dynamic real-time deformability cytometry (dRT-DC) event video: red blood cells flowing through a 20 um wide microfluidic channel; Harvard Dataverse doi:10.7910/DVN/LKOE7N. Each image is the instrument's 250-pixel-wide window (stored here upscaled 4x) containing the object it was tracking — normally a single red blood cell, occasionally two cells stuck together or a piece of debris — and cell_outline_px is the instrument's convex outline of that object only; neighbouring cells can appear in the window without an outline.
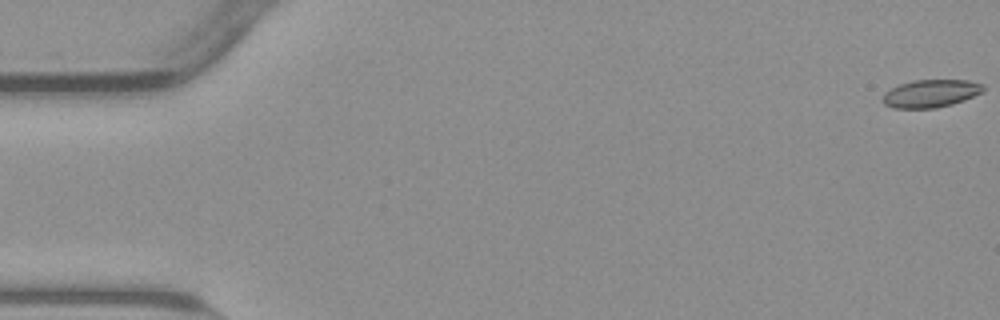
{"species": "common noctule bat (a hibernating species)", "species_latin": "Nyctalus noctula", "temperature_condition": "warm", "stored_images_in_passage": 55, "camera_frame_rate_fps": 3000, "um_per_image_px": 0.085, "animal": {"sex": "male", "body_mass_g": 23.1, "forearm_length_mm": 52.7}, "frame": {"image": 1, "passage_image": 1, "time_ms": 0.0, "image_size_px": [1000, 320], "cell_outline_px": [[984, 92], [964, 100], [952, 104], [936, 108], [892, 108], [884, 104], [880, 100], [884, 92], [900, 84], [912, 80], [968, 80], [984, 84]], "centroid_in_image_um": [79.1, 7.95], "position_along_channel_um": 5.9, "area_um2": 16.47}}
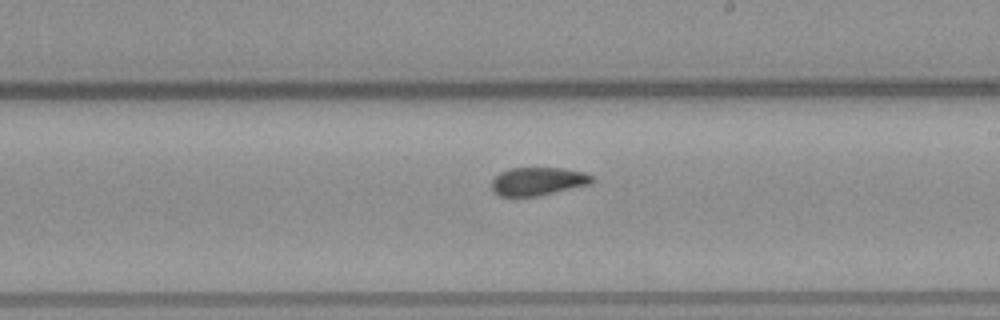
{"frame": {"image": 2, "passage_image": 32, "time_ms": 10.333, "image_size_px": [1000, 320], "cell_outline_px": [[596, 180], [588, 184], [536, 196], [500, 196], [492, 188], [492, 180], [500, 172], [508, 168], [560, 168], [584, 172], [592, 176]], "centroid_in_image_um": [45.71, 15.4], "position_along_channel_um": 243.3, "area_um2": 16.18}}
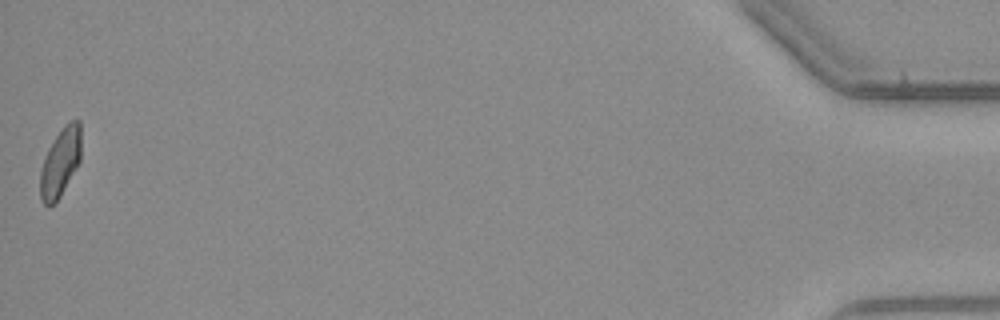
{"frame": {"image": 3, "passage_image": 55, "time_ms": 18.0, "image_size_px": [1000, 320], "cell_outline_px": [[80, 160], [56, 204], [48, 208], [40, 200], [40, 172], [48, 148], [64, 124], [72, 120], [80, 120]], "centroid_in_image_um": [5.11, 13.85], "position_along_channel_um": 430.1, "area_um2": 16.3}, "authors_computed_cell_mechanics": {"area_um2": 17.1088, "velocity_mm_per_s": 3.8077, "shape_relaxation_time_tau1_ms": 9.9965, "shape_relaxation_time_tau2_ms": 1.6245, "deformation_change_tau1": 0.1891, "deformation_change_tau2": 0.0763}}